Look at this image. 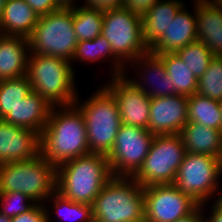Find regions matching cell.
I'll return each mask as SVG.
<instances>
[{"mask_svg":"<svg viewBox=\"0 0 222 222\" xmlns=\"http://www.w3.org/2000/svg\"><path fill=\"white\" fill-rule=\"evenodd\" d=\"M199 95L214 100H222V56H214L200 79L197 91Z\"/></svg>","mask_w":222,"mask_h":222,"instance_id":"4dcf8cb0","label":"cell"},{"mask_svg":"<svg viewBox=\"0 0 222 222\" xmlns=\"http://www.w3.org/2000/svg\"><path fill=\"white\" fill-rule=\"evenodd\" d=\"M220 176L217 157L187 152L173 184L200 205H206L212 197L215 200L222 199V188L218 181Z\"/></svg>","mask_w":222,"mask_h":222,"instance_id":"9c48e42d","label":"cell"},{"mask_svg":"<svg viewBox=\"0 0 222 222\" xmlns=\"http://www.w3.org/2000/svg\"><path fill=\"white\" fill-rule=\"evenodd\" d=\"M57 191V167L41 154L31 160L0 165V193L20 192L35 203L45 201Z\"/></svg>","mask_w":222,"mask_h":222,"instance_id":"5b68a950","label":"cell"},{"mask_svg":"<svg viewBox=\"0 0 222 222\" xmlns=\"http://www.w3.org/2000/svg\"><path fill=\"white\" fill-rule=\"evenodd\" d=\"M203 209L205 208V204L200 205L192 214L182 219H178L175 222H200L204 218ZM203 213V214H202Z\"/></svg>","mask_w":222,"mask_h":222,"instance_id":"74e56055","label":"cell"},{"mask_svg":"<svg viewBox=\"0 0 222 222\" xmlns=\"http://www.w3.org/2000/svg\"><path fill=\"white\" fill-rule=\"evenodd\" d=\"M164 63L176 94L191 96L196 93L198 79L176 53L156 54Z\"/></svg>","mask_w":222,"mask_h":222,"instance_id":"d4e9b609","label":"cell"},{"mask_svg":"<svg viewBox=\"0 0 222 222\" xmlns=\"http://www.w3.org/2000/svg\"><path fill=\"white\" fill-rule=\"evenodd\" d=\"M45 202L44 206L46 207L47 222H92L93 220L92 205L73 202L72 200L64 198L57 191ZM48 202L50 204L53 203L51 204L53 205L52 209L57 214V217L59 216V221L56 219L52 220V216L50 215L51 213L47 210L49 208L47 207Z\"/></svg>","mask_w":222,"mask_h":222,"instance_id":"4316f807","label":"cell"},{"mask_svg":"<svg viewBox=\"0 0 222 222\" xmlns=\"http://www.w3.org/2000/svg\"><path fill=\"white\" fill-rule=\"evenodd\" d=\"M90 154L85 120L75 105L53 106L41 133V155L53 166Z\"/></svg>","mask_w":222,"mask_h":222,"instance_id":"6da1fadb","label":"cell"},{"mask_svg":"<svg viewBox=\"0 0 222 222\" xmlns=\"http://www.w3.org/2000/svg\"><path fill=\"white\" fill-rule=\"evenodd\" d=\"M144 222H175L192 214L200 204L174 184L144 187Z\"/></svg>","mask_w":222,"mask_h":222,"instance_id":"7c38bea8","label":"cell"},{"mask_svg":"<svg viewBox=\"0 0 222 222\" xmlns=\"http://www.w3.org/2000/svg\"><path fill=\"white\" fill-rule=\"evenodd\" d=\"M188 122L198 123L216 130H222L219 101L195 93L189 96Z\"/></svg>","mask_w":222,"mask_h":222,"instance_id":"484cf974","label":"cell"},{"mask_svg":"<svg viewBox=\"0 0 222 222\" xmlns=\"http://www.w3.org/2000/svg\"><path fill=\"white\" fill-rule=\"evenodd\" d=\"M217 161H218V165L222 174V142H221L220 150L217 156Z\"/></svg>","mask_w":222,"mask_h":222,"instance_id":"ab89813d","label":"cell"},{"mask_svg":"<svg viewBox=\"0 0 222 222\" xmlns=\"http://www.w3.org/2000/svg\"><path fill=\"white\" fill-rule=\"evenodd\" d=\"M32 87L27 76L0 81V119H4L14 107L30 94Z\"/></svg>","mask_w":222,"mask_h":222,"instance_id":"f1b7e54d","label":"cell"},{"mask_svg":"<svg viewBox=\"0 0 222 222\" xmlns=\"http://www.w3.org/2000/svg\"><path fill=\"white\" fill-rule=\"evenodd\" d=\"M5 1H6V0H0V17H1L2 12H3V7H4V5H5Z\"/></svg>","mask_w":222,"mask_h":222,"instance_id":"7bdbcfd3","label":"cell"},{"mask_svg":"<svg viewBox=\"0 0 222 222\" xmlns=\"http://www.w3.org/2000/svg\"><path fill=\"white\" fill-rule=\"evenodd\" d=\"M35 204L20 192L0 193V213L10 218L29 211Z\"/></svg>","mask_w":222,"mask_h":222,"instance_id":"1f68e13d","label":"cell"},{"mask_svg":"<svg viewBox=\"0 0 222 222\" xmlns=\"http://www.w3.org/2000/svg\"><path fill=\"white\" fill-rule=\"evenodd\" d=\"M158 0H123L122 6L136 12L143 14L149 10Z\"/></svg>","mask_w":222,"mask_h":222,"instance_id":"e575fe53","label":"cell"},{"mask_svg":"<svg viewBox=\"0 0 222 222\" xmlns=\"http://www.w3.org/2000/svg\"><path fill=\"white\" fill-rule=\"evenodd\" d=\"M78 98L74 105L84 117L90 153L108 156L122 124L115 97L103 85L83 103Z\"/></svg>","mask_w":222,"mask_h":222,"instance_id":"277c9868","label":"cell"},{"mask_svg":"<svg viewBox=\"0 0 222 222\" xmlns=\"http://www.w3.org/2000/svg\"><path fill=\"white\" fill-rule=\"evenodd\" d=\"M180 59L189 67L197 79H200L208 69L214 55L201 41H195L175 52Z\"/></svg>","mask_w":222,"mask_h":222,"instance_id":"f546056e","label":"cell"},{"mask_svg":"<svg viewBox=\"0 0 222 222\" xmlns=\"http://www.w3.org/2000/svg\"><path fill=\"white\" fill-rule=\"evenodd\" d=\"M101 35L124 66L149 52L143 40L141 14L123 6L104 10Z\"/></svg>","mask_w":222,"mask_h":222,"instance_id":"ba28073f","label":"cell"},{"mask_svg":"<svg viewBox=\"0 0 222 222\" xmlns=\"http://www.w3.org/2000/svg\"><path fill=\"white\" fill-rule=\"evenodd\" d=\"M219 106H220V112H221V118H222V100L219 101Z\"/></svg>","mask_w":222,"mask_h":222,"instance_id":"ee69618b","label":"cell"},{"mask_svg":"<svg viewBox=\"0 0 222 222\" xmlns=\"http://www.w3.org/2000/svg\"><path fill=\"white\" fill-rule=\"evenodd\" d=\"M0 222H11V218L0 213Z\"/></svg>","mask_w":222,"mask_h":222,"instance_id":"b9f144b4","label":"cell"},{"mask_svg":"<svg viewBox=\"0 0 222 222\" xmlns=\"http://www.w3.org/2000/svg\"><path fill=\"white\" fill-rule=\"evenodd\" d=\"M154 137L148 129L121 124L107 156L112 175L133 177L142 167Z\"/></svg>","mask_w":222,"mask_h":222,"instance_id":"8fae6325","label":"cell"},{"mask_svg":"<svg viewBox=\"0 0 222 222\" xmlns=\"http://www.w3.org/2000/svg\"><path fill=\"white\" fill-rule=\"evenodd\" d=\"M11 222H47L46 207L36 203L29 211L12 217Z\"/></svg>","mask_w":222,"mask_h":222,"instance_id":"d6a6232c","label":"cell"},{"mask_svg":"<svg viewBox=\"0 0 222 222\" xmlns=\"http://www.w3.org/2000/svg\"><path fill=\"white\" fill-rule=\"evenodd\" d=\"M25 2L39 16L47 15L60 9L54 0H25Z\"/></svg>","mask_w":222,"mask_h":222,"instance_id":"836d02e7","label":"cell"},{"mask_svg":"<svg viewBox=\"0 0 222 222\" xmlns=\"http://www.w3.org/2000/svg\"><path fill=\"white\" fill-rule=\"evenodd\" d=\"M179 135L188 153L218 156L222 142V130L188 122Z\"/></svg>","mask_w":222,"mask_h":222,"instance_id":"603a6c76","label":"cell"},{"mask_svg":"<svg viewBox=\"0 0 222 222\" xmlns=\"http://www.w3.org/2000/svg\"><path fill=\"white\" fill-rule=\"evenodd\" d=\"M197 41L203 42L214 56H222V8L206 0H196Z\"/></svg>","mask_w":222,"mask_h":222,"instance_id":"ffe728a7","label":"cell"},{"mask_svg":"<svg viewBox=\"0 0 222 222\" xmlns=\"http://www.w3.org/2000/svg\"><path fill=\"white\" fill-rule=\"evenodd\" d=\"M93 219L144 222V188L133 177L113 176L96 196Z\"/></svg>","mask_w":222,"mask_h":222,"instance_id":"8992f818","label":"cell"},{"mask_svg":"<svg viewBox=\"0 0 222 222\" xmlns=\"http://www.w3.org/2000/svg\"><path fill=\"white\" fill-rule=\"evenodd\" d=\"M29 55L27 38L0 34V81L25 76Z\"/></svg>","mask_w":222,"mask_h":222,"instance_id":"ac0fdd59","label":"cell"},{"mask_svg":"<svg viewBox=\"0 0 222 222\" xmlns=\"http://www.w3.org/2000/svg\"><path fill=\"white\" fill-rule=\"evenodd\" d=\"M206 1L210 3L212 6L222 8V0H206Z\"/></svg>","mask_w":222,"mask_h":222,"instance_id":"60d3db41","label":"cell"},{"mask_svg":"<svg viewBox=\"0 0 222 222\" xmlns=\"http://www.w3.org/2000/svg\"><path fill=\"white\" fill-rule=\"evenodd\" d=\"M193 11L184 5L176 14L166 31L149 47L153 54L175 53L186 45L197 41L196 0Z\"/></svg>","mask_w":222,"mask_h":222,"instance_id":"e0dca14e","label":"cell"},{"mask_svg":"<svg viewBox=\"0 0 222 222\" xmlns=\"http://www.w3.org/2000/svg\"><path fill=\"white\" fill-rule=\"evenodd\" d=\"M213 201L211 213H209L208 218L204 216V220L206 222H222V199Z\"/></svg>","mask_w":222,"mask_h":222,"instance_id":"8d00e7d4","label":"cell"},{"mask_svg":"<svg viewBox=\"0 0 222 222\" xmlns=\"http://www.w3.org/2000/svg\"><path fill=\"white\" fill-rule=\"evenodd\" d=\"M53 106L38 93L31 91L4 120L15 126H21L39 132L46 127Z\"/></svg>","mask_w":222,"mask_h":222,"instance_id":"d6986e66","label":"cell"},{"mask_svg":"<svg viewBox=\"0 0 222 222\" xmlns=\"http://www.w3.org/2000/svg\"><path fill=\"white\" fill-rule=\"evenodd\" d=\"M104 10L76 6L73 8V25L78 41L93 40L101 34Z\"/></svg>","mask_w":222,"mask_h":222,"instance_id":"83f0119b","label":"cell"},{"mask_svg":"<svg viewBox=\"0 0 222 222\" xmlns=\"http://www.w3.org/2000/svg\"><path fill=\"white\" fill-rule=\"evenodd\" d=\"M112 177L107 156L90 153L57 167V192L73 202L92 205Z\"/></svg>","mask_w":222,"mask_h":222,"instance_id":"7a4b0ae2","label":"cell"},{"mask_svg":"<svg viewBox=\"0 0 222 222\" xmlns=\"http://www.w3.org/2000/svg\"><path fill=\"white\" fill-rule=\"evenodd\" d=\"M188 96L153 97L148 130L154 135H176L188 123Z\"/></svg>","mask_w":222,"mask_h":222,"instance_id":"5bb4252c","label":"cell"},{"mask_svg":"<svg viewBox=\"0 0 222 222\" xmlns=\"http://www.w3.org/2000/svg\"><path fill=\"white\" fill-rule=\"evenodd\" d=\"M130 64L136 66L134 68L135 70L139 69L137 71L138 73H136L139 76L137 75L129 79L126 70L123 74L128 77L131 83L142 92H145L150 98L166 97L176 94L175 89L172 87V80L166 73L163 60L158 55L149 51L142 56H138ZM137 77H139V79H137Z\"/></svg>","mask_w":222,"mask_h":222,"instance_id":"2e32d148","label":"cell"},{"mask_svg":"<svg viewBox=\"0 0 222 222\" xmlns=\"http://www.w3.org/2000/svg\"><path fill=\"white\" fill-rule=\"evenodd\" d=\"M184 5L182 0H158L141 15L143 40L148 48L166 31Z\"/></svg>","mask_w":222,"mask_h":222,"instance_id":"7402d4cb","label":"cell"},{"mask_svg":"<svg viewBox=\"0 0 222 222\" xmlns=\"http://www.w3.org/2000/svg\"><path fill=\"white\" fill-rule=\"evenodd\" d=\"M92 222H107V221L100 220V219H93Z\"/></svg>","mask_w":222,"mask_h":222,"instance_id":"f6af8a7d","label":"cell"},{"mask_svg":"<svg viewBox=\"0 0 222 222\" xmlns=\"http://www.w3.org/2000/svg\"><path fill=\"white\" fill-rule=\"evenodd\" d=\"M41 154V134L0 119V165L31 160Z\"/></svg>","mask_w":222,"mask_h":222,"instance_id":"9a60e30c","label":"cell"},{"mask_svg":"<svg viewBox=\"0 0 222 222\" xmlns=\"http://www.w3.org/2000/svg\"><path fill=\"white\" fill-rule=\"evenodd\" d=\"M26 76L32 91L45 98L52 106L74 105L78 96L75 69L64 58L30 54Z\"/></svg>","mask_w":222,"mask_h":222,"instance_id":"3957f363","label":"cell"},{"mask_svg":"<svg viewBox=\"0 0 222 222\" xmlns=\"http://www.w3.org/2000/svg\"><path fill=\"white\" fill-rule=\"evenodd\" d=\"M186 153L179 134L155 135L142 167L133 178L143 188L173 184Z\"/></svg>","mask_w":222,"mask_h":222,"instance_id":"30bf717a","label":"cell"},{"mask_svg":"<svg viewBox=\"0 0 222 222\" xmlns=\"http://www.w3.org/2000/svg\"><path fill=\"white\" fill-rule=\"evenodd\" d=\"M59 8L62 9H73L76 7L75 0H54Z\"/></svg>","mask_w":222,"mask_h":222,"instance_id":"f35d334b","label":"cell"},{"mask_svg":"<svg viewBox=\"0 0 222 222\" xmlns=\"http://www.w3.org/2000/svg\"><path fill=\"white\" fill-rule=\"evenodd\" d=\"M29 41L30 54L64 58L71 62L78 39L73 25V9H58L39 20Z\"/></svg>","mask_w":222,"mask_h":222,"instance_id":"52a82bcc","label":"cell"},{"mask_svg":"<svg viewBox=\"0 0 222 222\" xmlns=\"http://www.w3.org/2000/svg\"><path fill=\"white\" fill-rule=\"evenodd\" d=\"M108 59V62H110L109 64H111L110 66H113L110 68L112 71L110 72V77L121 75L126 69H128L113 55L111 44L103 35L100 34L93 40L78 41L71 62H75V60H77L81 63L96 64L100 63L102 60L105 62V60L107 61Z\"/></svg>","mask_w":222,"mask_h":222,"instance_id":"cb8c5ba5","label":"cell"},{"mask_svg":"<svg viewBox=\"0 0 222 222\" xmlns=\"http://www.w3.org/2000/svg\"><path fill=\"white\" fill-rule=\"evenodd\" d=\"M115 97L122 124L148 129L151 98L124 75L109 78L104 85Z\"/></svg>","mask_w":222,"mask_h":222,"instance_id":"4fadbf2b","label":"cell"},{"mask_svg":"<svg viewBox=\"0 0 222 222\" xmlns=\"http://www.w3.org/2000/svg\"><path fill=\"white\" fill-rule=\"evenodd\" d=\"M87 7L98 8L102 10L121 7L123 0H82Z\"/></svg>","mask_w":222,"mask_h":222,"instance_id":"d590c367","label":"cell"},{"mask_svg":"<svg viewBox=\"0 0 222 222\" xmlns=\"http://www.w3.org/2000/svg\"><path fill=\"white\" fill-rule=\"evenodd\" d=\"M39 20V15L25 0H6L0 17V34L28 38Z\"/></svg>","mask_w":222,"mask_h":222,"instance_id":"44dd1931","label":"cell"}]
</instances>
